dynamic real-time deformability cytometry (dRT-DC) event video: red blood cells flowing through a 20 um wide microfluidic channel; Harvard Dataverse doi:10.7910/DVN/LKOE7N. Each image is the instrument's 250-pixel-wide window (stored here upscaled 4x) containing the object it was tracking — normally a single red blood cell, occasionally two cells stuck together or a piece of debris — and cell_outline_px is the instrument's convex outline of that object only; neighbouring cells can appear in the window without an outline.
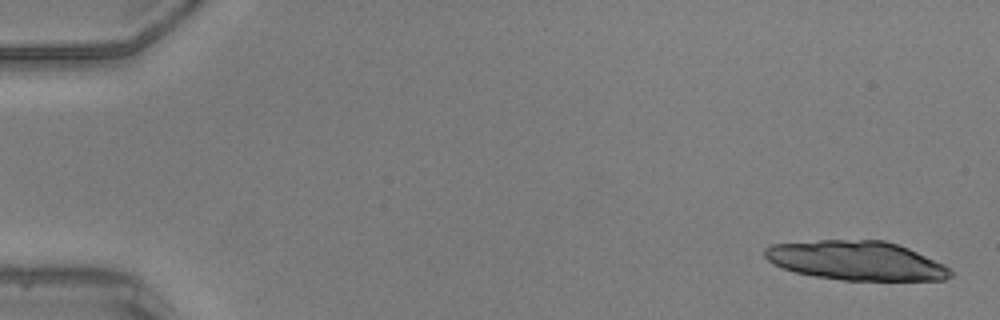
{"species": "common noctule bat (a hibernating species)", "species_latin": "Nyctalus noctula", "temperature_condition": "warm", "stored_images_in_passage": 16, "segment_of_instrument_passage": [1, 2], "camera_frame_rate_fps": 3000, "um_per_image_px": 0.085, "animal": {"sex": "male", "body_mass_g": 20.5, "forearm_length_mm": 52.5}, "frame": {"image": 1, "passage_image": 1, "time_ms": 0.0, "image_size_px": [1000, 320], "cell_outline_px": [[932, 264], [924, 276], [916, 280], [876, 280], [832, 276], [804, 272], [792, 268], [876, 244], [892, 244], [904, 248], [928, 260]], "centroid_in_image_um": [74.15, 22.46], "position_along_channel_um": 10.8, "area_um2": 23.29}}
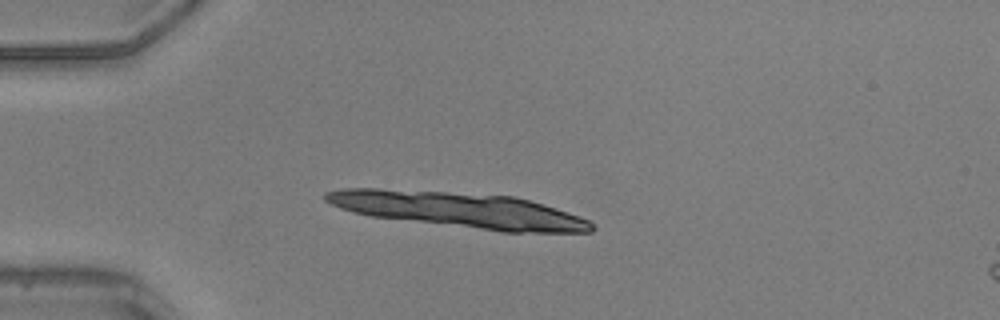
{"frame": {"image": 2, "passage_image": 12, "time_ms": 3.667, "image_size_px": [1000, 320], "cell_outline_px": [[580, 220], [572, 228], [496, 228], [448, 220], [436, 196], [456, 196], [520, 200], [536, 204], [572, 216]], "centroid_in_image_um": [42.79, 18.13], "position_along_channel_um": 42.2, "area_um2": 23.41}}